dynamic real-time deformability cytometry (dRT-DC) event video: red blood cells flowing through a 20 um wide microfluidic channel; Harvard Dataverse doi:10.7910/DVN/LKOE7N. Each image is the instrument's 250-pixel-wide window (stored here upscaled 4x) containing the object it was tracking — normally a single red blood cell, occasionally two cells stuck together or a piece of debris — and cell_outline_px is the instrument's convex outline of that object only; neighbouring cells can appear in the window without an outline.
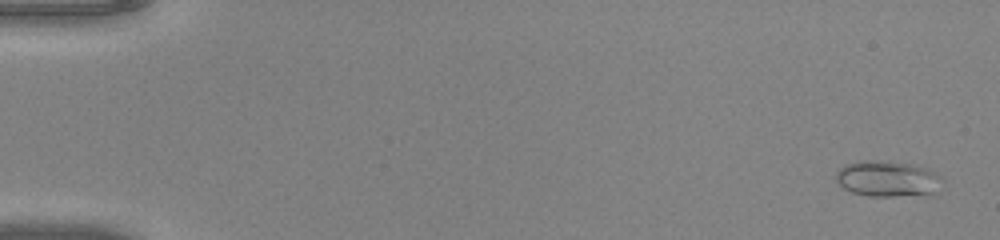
{"species": "common noctule bat (a hibernating species)", "species_latin": "Nyctalus noctula", "temperature_condition": "warm", "stored_images_in_passage": 50, "camera_frame_rate_fps": 3000, "um_per_image_px": 0.085, "animal": {"sex": "male", "body_mass_g": 20.0, "forearm_length_mm": 53.3}, "frame": {"image": 1, "passage_image": 2, "time_ms": 0.333, "image_size_px": [1000, 240], "cell_outline_px": [[944, 180], [932, 192], [892, 196], [872, 196], [852, 192], [844, 188], [836, 180], [836, 172], [840, 168], [848, 164], [860, 160], [868, 160], [908, 164], [924, 168], [940, 176]], "centroid_in_image_um": [75.37, 15.19], "position_along_channel_um": 9.6, "area_um2": 21.33}}
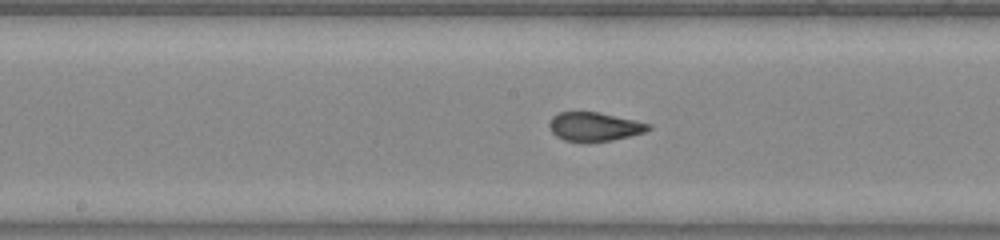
{"frame": {"image": 2, "passage_image": 27, "time_ms": 8.667, "image_size_px": [1000, 240], "cell_outline_px": [[652, 128], [644, 132], [612, 140], [588, 144], [564, 140], [556, 136], [552, 132], [548, 124], [552, 116], [560, 112], [596, 112], [652, 124]], "centroid_in_image_um": [50.49, 10.8], "position_along_channel_um": 197.7, "area_um2": 16.82}}
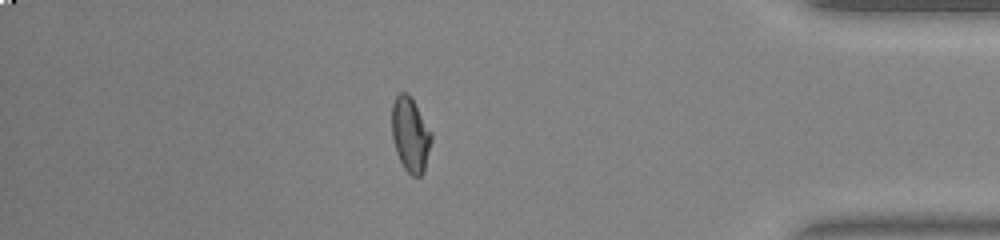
{"frame": {"image": 3, "passage_image": 44, "time_ms": 14.333, "image_size_px": [1000, 240], "cell_outline_px": [[432, 140], [424, 172], [420, 176], [412, 176], [404, 168], [396, 152], [392, 136], [392, 104], [396, 96], [400, 92], [408, 92], [432, 132]], "centroid_in_image_um": [34.89, 11.44], "position_along_channel_um": 400.3, "area_um2": 17.22}}